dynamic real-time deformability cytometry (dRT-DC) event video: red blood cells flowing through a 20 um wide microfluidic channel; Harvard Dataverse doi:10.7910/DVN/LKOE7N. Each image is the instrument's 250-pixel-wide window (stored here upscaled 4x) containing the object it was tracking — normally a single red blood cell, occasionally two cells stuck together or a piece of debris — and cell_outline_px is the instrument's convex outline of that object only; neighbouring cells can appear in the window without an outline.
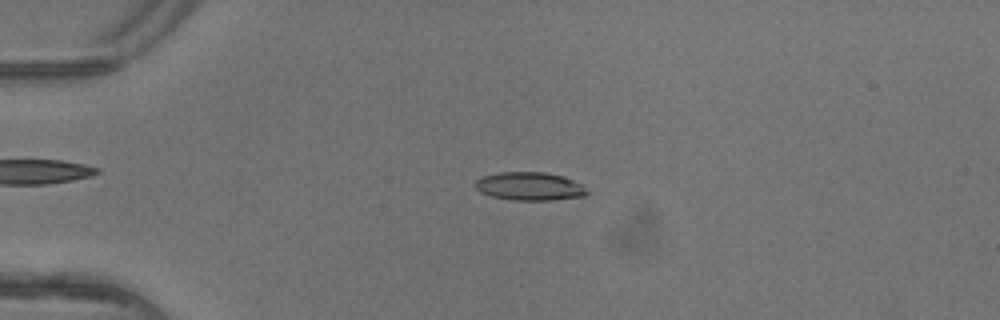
{"species": "common noctule bat (a hibernating species)", "species_latin": "Nyctalus noctula", "temperature_condition": "warm", "stored_images_in_passage": 5, "camera_frame_rate_fps": 3000, "um_per_image_px": 0.085, "animal": {"sex": "female"}, "frame": {"image": 1, "passage_image": 2, "time_ms": 0.333, "image_size_px": [1000, 320], "cell_outline_px": [[588, 192], [584, 196], [552, 200], [516, 200], [492, 196], [480, 192], [476, 188], [476, 180], [484, 176], [500, 172], [544, 172], [564, 176], [584, 184]], "centroid_in_image_um": [45.07, 15.83], "position_along_channel_um": 39.9, "area_um2": 18.38}}
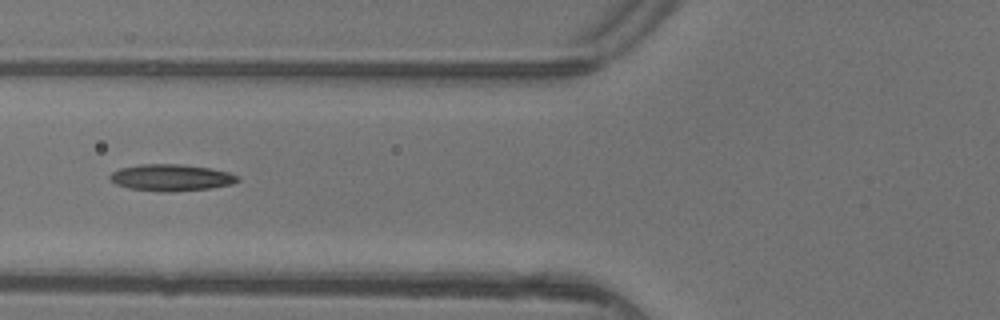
{"frame": {"image": 2, "passage_image": 4, "time_ms": 1.0, "image_size_px": [1000, 320], "cell_outline_px": [[240, 180], [232, 184], [208, 188], [172, 192], [160, 192], [128, 188], [116, 184], [108, 176], [112, 172], [120, 168], [140, 164], [180, 164], [212, 168], [228, 172], [236, 176]], "centroid_in_image_um": [14.52, 15.09], "position_along_channel_um": 111.3, "area_um2": 19.83}}
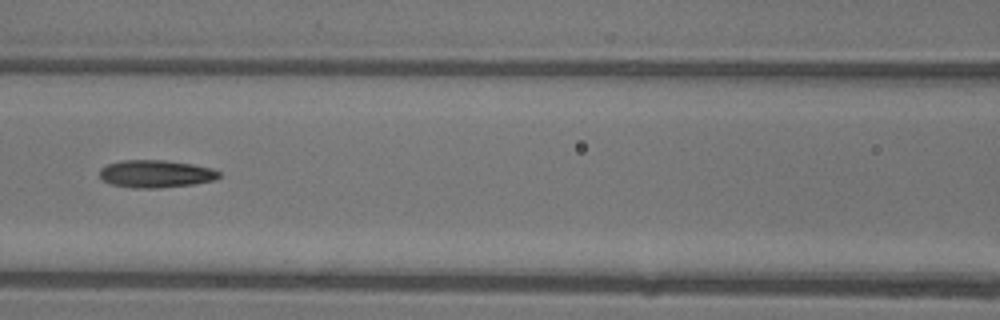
{"frame": {"image": 3, "passage_image": 5, "time_ms": 1.333, "image_size_px": [1000, 320], "cell_outline_px": [[220, 176], [212, 180], [192, 184], [160, 188], [132, 188], [112, 184], [100, 180], [100, 168], [108, 164], [124, 160], [164, 160], [192, 164], [212, 168], [220, 172]], "centroid_in_image_um": [13.21, 14.78], "position_along_channel_um": 153.4, "area_um2": 19.13}}